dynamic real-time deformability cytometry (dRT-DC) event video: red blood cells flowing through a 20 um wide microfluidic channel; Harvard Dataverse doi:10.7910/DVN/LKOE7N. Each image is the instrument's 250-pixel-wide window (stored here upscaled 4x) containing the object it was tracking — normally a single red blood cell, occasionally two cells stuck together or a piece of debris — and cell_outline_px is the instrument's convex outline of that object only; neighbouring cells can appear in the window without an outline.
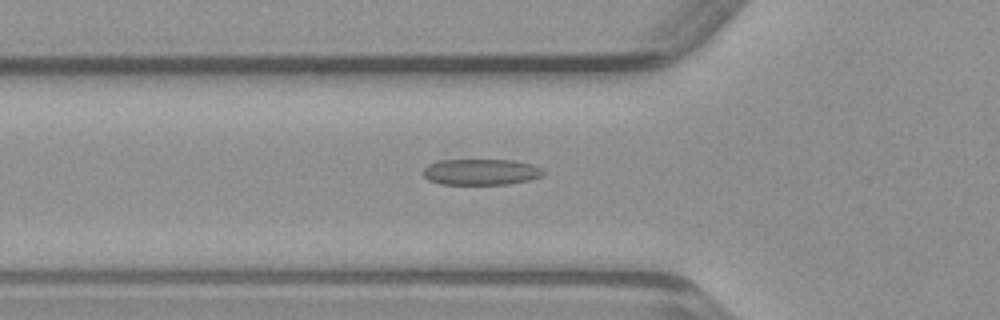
{"species": "common noctule bat (a hibernating species)", "species_latin": "Nyctalus noctula", "temperature_condition": "warm", "stored_images_in_passage": 38, "camera_frame_rate_fps": 3000, "um_per_image_px": 0.085, "animal": {"sex": "male", "body_mass_g": 23.1, "forearm_length_mm": 52.7}, "frame": {"image": 1, "passage_image": 6, "time_ms": 1.667, "image_size_px": [1000, 320], "cell_outline_px": [[544, 176], [528, 180], [508, 184], [440, 184], [428, 180], [420, 172], [428, 164], [440, 160], [512, 160], [532, 164], [540, 168], [544, 172]], "centroid_in_image_um": [40.85, 14.61], "position_along_channel_um": 85.0, "area_um2": 18.32}}
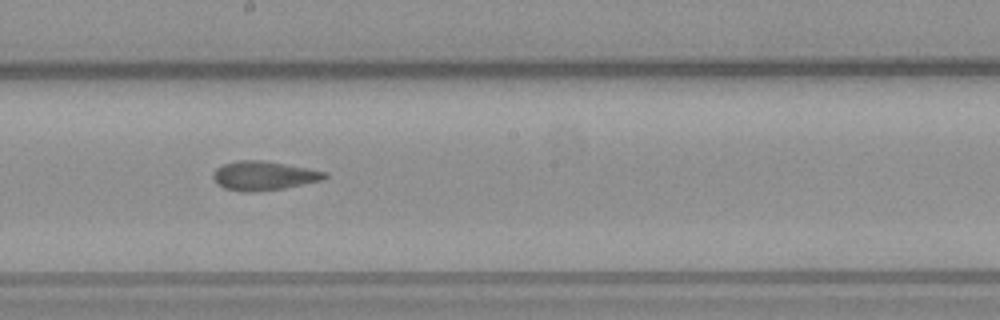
{"frame": {"image": 2, "passage_image": 16, "time_ms": 5.0, "image_size_px": [1000, 320], "cell_outline_px": [[328, 176], [324, 180], [284, 188], [252, 192], [244, 192], [224, 188], [216, 184], [212, 176], [212, 172], [216, 168], [224, 164], [240, 160], [260, 160], [308, 168], [328, 172]], "centroid_in_image_um": [22.41, 14.94], "position_along_channel_um": 225.8, "area_um2": 18.96}}
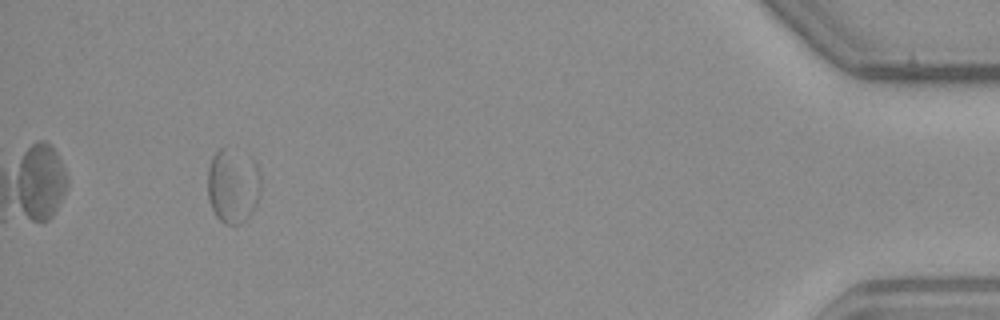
{"frame": {"image": 3, "passage_image": 35, "time_ms": 11.333, "image_size_px": [1000, 320], "cell_outline_px": [[260, 188], [256, 204], [252, 212], [240, 224], [224, 224], [216, 216], [208, 200], [208, 168], [212, 156], [224, 144], [252, 156], [260, 172]], "centroid_in_image_um": [19.8, 15.71], "position_along_channel_um": 415.4, "area_um2": 23.7}}